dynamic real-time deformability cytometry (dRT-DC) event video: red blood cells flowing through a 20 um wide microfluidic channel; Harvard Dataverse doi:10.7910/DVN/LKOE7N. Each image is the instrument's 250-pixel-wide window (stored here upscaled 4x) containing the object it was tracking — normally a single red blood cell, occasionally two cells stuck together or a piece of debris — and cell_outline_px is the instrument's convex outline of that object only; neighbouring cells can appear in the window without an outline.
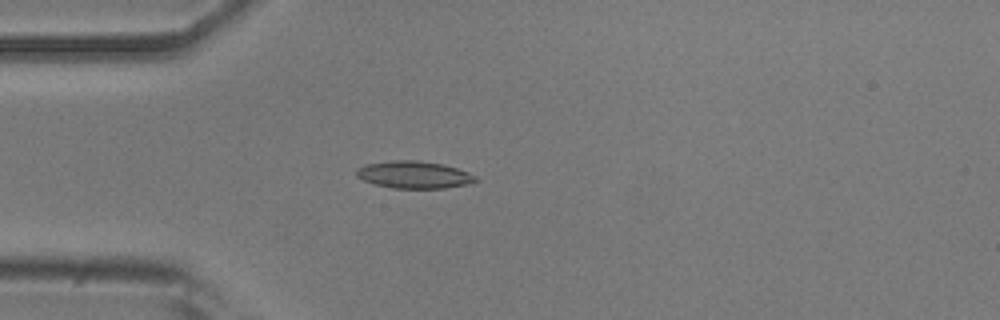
{"species": "common noctule bat (a hibernating species)", "species_latin": "Nyctalus noctula", "temperature_condition": "room temperature", "stored_images_in_passage": 34, "camera_frame_rate_fps": 3000, "um_per_image_px": 0.085, "animal": {"sex": "male", "body_mass_g": 20.5, "forearm_length_mm": 52.5}, "frame": {"image": 1, "passage_image": 1, "time_ms": 0.0, "image_size_px": [1000, 320], "cell_outline_px": [[480, 180], [472, 184], [444, 188], [392, 188], [372, 184], [356, 176], [356, 168], [368, 164], [392, 160], [416, 160], [444, 164], [468, 172], [476, 176]], "centroid_in_image_um": [35.22, 14.86], "position_along_channel_um": 49.8, "area_um2": 19.13}}
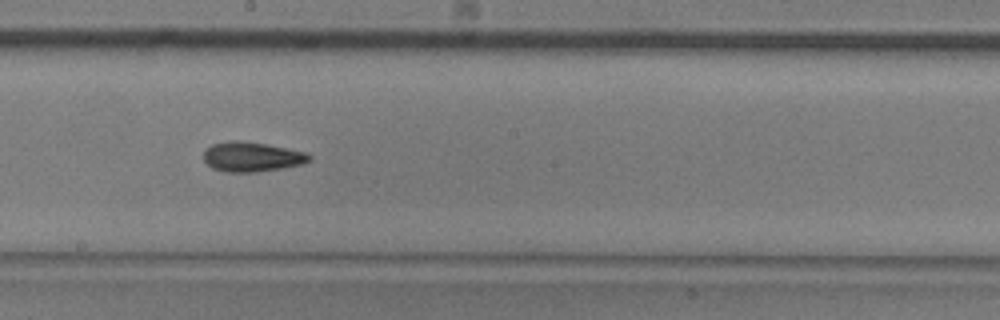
{"frame": {"image": 2, "passage_image": 16, "time_ms": 5.0, "image_size_px": [1000, 320], "cell_outline_px": [[312, 160], [300, 164], [280, 168], [256, 172], [224, 172], [212, 168], [204, 160], [204, 152], [212, 144], [228, 140], [240, 140], [264, 144], [308, 152], [312, 156]], "centroid_in_image_um": [21.4, 13.32], "position_along_channel_um": 226.8, "area_um2": 18.26}}
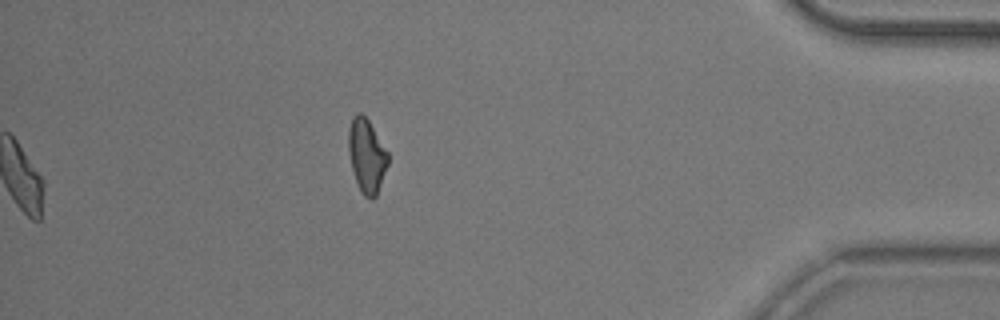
{"frame": {"image": 3, "passage_image": 34, "time_ms": 11.0, "image_size_px": [1000, 320], "cell_outline_px": [[388, 164], [376, 196], [372, 200], [364, 196], [356, 180], [352, 168], [348, 152], [348, 128], [352, 116], [356, 112], [360, 112], [368, 120], [388, 152]], "centroid_in_image_um": [31.15, 13.2], "position_along_channel_um": 404.0, "area_um2": 16.88}, "authors_computed_cell_mechanics": {"area_um2": 17.6579, "velocity_mm_per_s": 3.7219, "shape_relaxation_time_tau1_ms": 5.3725, "shape_relaxation_time_tau2_ms": 3.7627, "deformation_change_tau1": 0.1596, "deformation_change_tau2": 0.103}}